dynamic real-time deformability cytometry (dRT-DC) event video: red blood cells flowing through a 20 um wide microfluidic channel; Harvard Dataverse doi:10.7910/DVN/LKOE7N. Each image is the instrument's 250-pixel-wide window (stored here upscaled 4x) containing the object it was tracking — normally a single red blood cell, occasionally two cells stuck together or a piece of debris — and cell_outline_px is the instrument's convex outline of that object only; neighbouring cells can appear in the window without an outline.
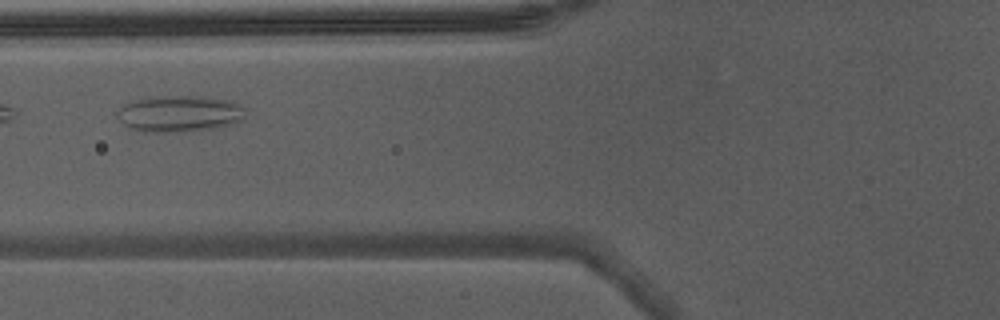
{"species": "Egyptian fruit bat (a non-hibernating species)", "species_latin": "Rousettus aegyptiacus", "temperature_condition": "warm", "stored_images_in_passage": 2, "camera_frame_rate_fps": 3000, "um_per_image_px": 0.085, "animal": {"sex": "male"}, "frame": {"image": 1, "passage_image": 2, "time_ms": 0.333, "image_size_px": [1000, 320], "cell_outline_px": [[244, 120], [232, 124], [216, 128], [164, 132], [156, 132], [132, 128], [124, 124], [116, 116], [116, 112], [124, 104], [132, 100], [156, 96], [204, 96], [224, 100], [240, 104], [244, 108]], "centroid_in_image_um": [15.26, 9.64], "position_along_channel_um": 110.5, "area_um2": 26.93}}